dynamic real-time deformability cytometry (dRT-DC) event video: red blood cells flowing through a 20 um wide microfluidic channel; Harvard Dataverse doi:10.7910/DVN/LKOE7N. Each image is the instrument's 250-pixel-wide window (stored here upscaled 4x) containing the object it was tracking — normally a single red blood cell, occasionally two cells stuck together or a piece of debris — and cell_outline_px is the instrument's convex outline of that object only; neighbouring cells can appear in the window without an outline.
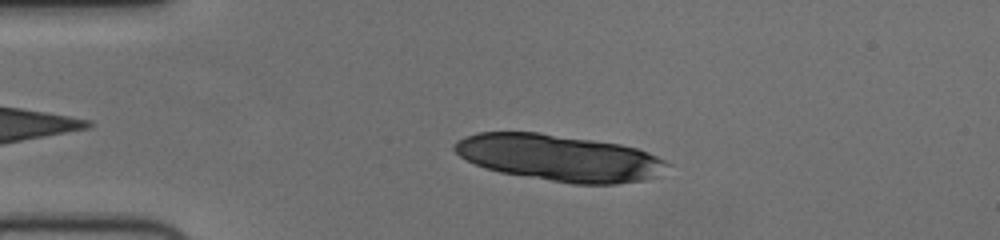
{"species": "human", "species_latin": "Homo sapiens", "temperature_condition": "cold", "stored_images_in_passage": 46, "camera_frame_rate_fps": 3000, "um_per_image_px": 0.085, "donor": {"sex": "female"}, "frame": {"image": 1, "passage_image": 9, "time_ms": 2.667, "image_size_px": [1000, 240], "cell_outline_px": [[672, 164], [656, 176], [644, 180], [616, 184], [572, 184], [500, 172], [476, 164], [460, 156], [452, 148], [456, 140], [480, 132], [536, 132], [620, 144], [636, 148], [648, 152]], "centroid_in_image_um": [47.56, 13.42], "position_along_channel_um": 37.4, "area_um2": 57.22}}
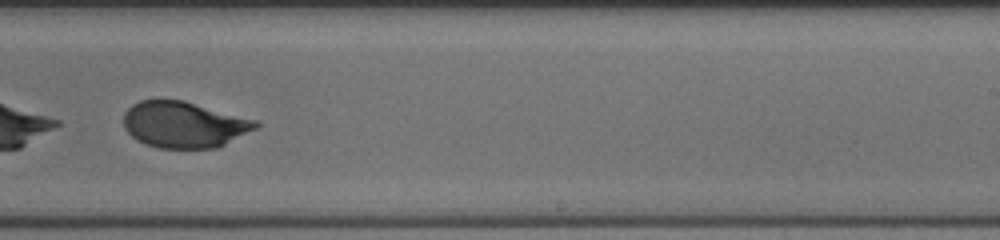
{"frame": {"image": 2, "passage_image": 32, "time_ms": 10.333, "image_size_px": [1000, 240], "cell_outline_px": [[260, 124], [256, 128], [220, 148], [160, 148], [144, 144], [136, 140], [124, 128], [124, 112], [132, 104], [140, 100], [184, 100], [256, 120]], "centroid_in_image_um": [15.64, 10.6], "position_along_channel_um": 273.4, "area_um2": 35.72}}
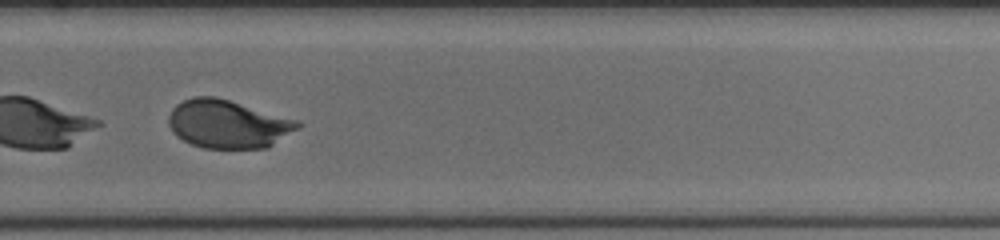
{"frame": {"image": 3, "passage_image": 35, "time_ms": 11.333, "image_size_px": [1000, 240], "cell_outline_px": [[304, 124], [300, 128], [268, 148], [204, 148], [192, 144], [176, 136], [172, 132], [168, 124], [168, 116], [172, 108], [176, 104], [192, 96], [216, 96], [300, 120]], "centroid_in_image_um": [19.41, 10.53], "position_along_channel_um": 310.4, "area_um2": 36.82}, "authors_computed_cell_mechanics": {"area_um2": 37.2232, "velocity_mm_per_s": 3.6963, "shape_relaxation_time_tau1_ms": 1.6506, "shape_relaxation_time_tau2_ms": 1.068, "deformation_change_tau1": 0.3018, "deformation_change_tau2": 0.0539}}